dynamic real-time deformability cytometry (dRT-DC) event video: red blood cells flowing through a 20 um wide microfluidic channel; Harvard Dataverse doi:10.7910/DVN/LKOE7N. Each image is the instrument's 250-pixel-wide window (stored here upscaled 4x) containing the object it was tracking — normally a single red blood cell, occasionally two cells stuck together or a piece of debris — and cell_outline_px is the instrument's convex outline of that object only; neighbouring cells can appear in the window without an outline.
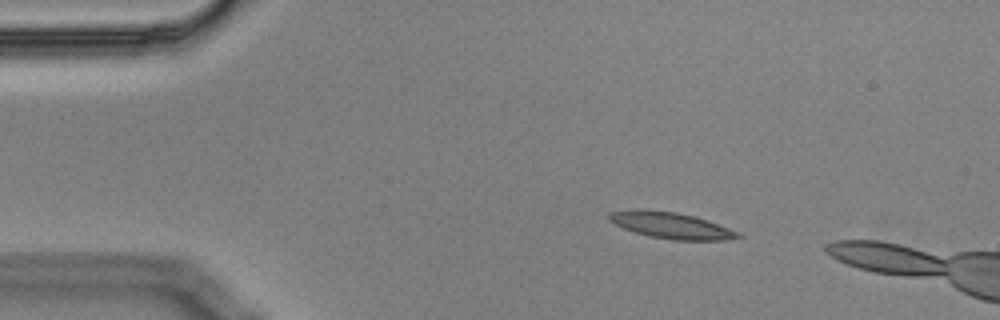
{"species": "Egyptian fruit bat (a non-hibernating species)", "species_latin": "Rousettus aegyptiacus", "temperature_condition": "cold", "stored_images_in_passage": 4, "camera_frame_rate_fps": 3000, "um_per_image_px": 0.085, "animal": {"sex": "male"}, "frame": {"image": 1, "passage_image": 2, "time_ms": 0.333, "image_size_px": [1000, 320], "cell_outline_px": [[744, 236], [724, 240], [672, 240], [648, 236], [624, 228], [608, 220], [608, 212], [632, 208], [644, 208], [676, 212], [708, 220], [740, 232]], "centroid_in_image_um": [57.01, 19.14], "position_along_channel_um": 28.0, "area_um2": 20.0}}